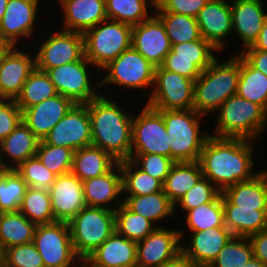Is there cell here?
Listing matches in <instances>:
<instances>
[{"mask_svg": "<svg viewBox=\"0 0 267 267\" xmlns=\"http://www.w3.org/2000/svg\"><path fill=\"white\" fill-rule=\"evenodd\" d=\"M253 144L251 140L209 135L199 158L203 176L221 192L238 182L252 179L257 175L253 171Z\"/></svg>", "mask_w": 267, "mask_h": 267, "instance_id": "obj_1", "label": "cell"}, {"mask_svg": "<svg viewBox=\"0 0 267 267\" xmlns=\"http://www.w3.org/2000/svg\"><path fill=\"white\" fill-rule=\"evenodd\" d=\"M88 112L91 145L109 153L118 162L130 159L133 115L102 94L88 103Z\"/></svg>", "mask_w": 267, "mask_h": 267, "instance_id": "obj_2", "label": "cell"}, {"mask_svg": "<svg viewBox=\"0 0 267 267\" xmlns=\"http://www.w3.org/2000/svg\"><path fill=\"white\" fill-rule=\"evenodd\" d=\"M240 54L220 63L218 57L195 80L193 109L205 116L216 112L229 97L237 94Z\"/></svg>", "mask_w": 267, "mask_h": 267, "instance_id": "obj_3", "label": "cell"}, {"mask_svg": "<svg viewBox=\"0 0 267 267\" xmlns=\"http://www.w3.org/2000/svg\"><path fill=\"white\" fill-rule=\"evenodd\" d=\"M216 115L215 134H210L212 136L255 141L267 128V111L238 94L220 105Z\"/></svg>", "mask_w": 267, "mask_h": 267, "instance_id": "obj_4", "label": "cell"}, {"mask_svg": "<svg viewBox=\"0 0 267 267\" xmlns=\"http://www.w3.org/2000/svg\"><path fill=\"white\" fill-rule=\"evenodd\" d=\"M168 133L171 159L174 162L199 161L203 145L210 133L200 134L203 115L194 109L158 110ZM201 117V118H200Z\"/></svg>", "mask_w": 267, "mask_h": 267, "instance_id": "obj_5", "label": "cell"}, {"mask_svg": "<svg viewBox=\"0 0 267 267\" xmlns=\"http://www.w3.org/2000/svg\"><path fill=\"white\" fill-rule=\"evenodd\" d=\"M76 255L81 259L93 253L115 232L114 210L86 206L69 222Z\"/></svg>", "mask_w": 267, "mask_h": 267, "instance_id": "obj_6", "label": "cell"}, {"mask_svg": "<svg viewBox=\"0 0 267 267\" xmlns=\"http://www.w3.org/2000/svg\"><path fill=\"white\" fill-rule=\"evenodd\" d=\"M132 28L110 19L97 24L83 34L85 57L93 67L103 69L131 47Z\"/></svg>", "mask_w": 267, "mask_h": 267, "instance_id": "obj_7", "label": "cell"}, {"mask_svg": "<svg viewBox=\"0 0 267 267\" xmlns=\"http://www.w3.org/2000/svg\"><path fill=\"white\" fill-rule=\"evenodd\" d=\"M32 242L44 267H77V263L79 267L80 258L73 248L68 222L37 225Z\"/></svg>", "mask_w": 267, "mask_h": 267, "instance_id": "obj_8", "label": "cell"}, {"mask_svg": "<svg viewBox=\"0 0 267 267\" xmlns=\"http://www.w3.org/2000/svg\"><path fill=\"white\" fill-rule=\"evenodd\" d=\"M195 81L161 66L155 68L147 105L156 110L193 109Z\"/></svg>", "mask_w": 267, "mask_h": 267, "instance_id": "obj_9", "label": "cell"}, {"mask_svg": "<svg viewBox=\"0 0 267 267\" xmlns=\"http://www.w3.org/2000/svg\"><path fill=\"white\" fill-rule=\"evenodd\" d=\"M155 68L131 46L103 68L108 73L106 77L100 79L101 82L97 87L110 83V85H121L129 89L153 87Z\"/></svg>", "mask_w": 267, "mask_h": 267, "instance_id": "obj_10", "label": "cell"}, {"mask_svg": "<svg viewBox=\"0 0 267 267\" xmlns=\"http://www.w3.org/2000/svg\"><path fill=\"white\" fill-rule=\"evenodd\" d=\"M131 153L159 154L171 158L168 133L162 114L148 106L133 115Z\"/></svg>", "mask_w": 267, "mask_h": 267, "instance_id": "obj_11", "label": "cell"}, {"mask_svg": "<svg viewBox=\"0 0 267 267\" xmlns=\"http://www.w3.org/2000/svg\"><path fill=\"white\" fill-rule=\"evenodd\" d=\"M89 66L93 65L84 57L82 60L49 69L46 73L58 94L69 98L75 104H88L100 95L91 84Z\"/></svg>", "mask_w": 267, "mask_h": 267, "instance_id": "obj_12", "label": "cell"}, {"mask_svg": "<svg viewBox=\"0 0 267 267\" xmlns=\"http://www.w3.org/2000/svg\"><path fill=\"white\" fill-rule=\"evenodd\" d=\"M57 32V33H56ZM50 34L35 55L36 68L41 71L82 60L85 57L82 33L61 29Z\"/></svg>", "mask_w": 267, "mask_h": 267, "instance_id": "obj_13", "label": "cell"}, {"mask_svg": "<svg viewBox=\"0 0 267 267\" xmlns=\"http://www.w3.org/2000/svg\"><path fill=\"white\" fill-rule=\"evenodd\" d=\"M42 141L74 151L90 146L92 134L88 104H75Z\"/></svg>", "mask_w": 267, "mask_h": 267, "instance_id": "obj_14", "label": "cell"}, {"mask_svg": "<svg viewBox=\"0 0 267 267\" xmlns=\"http://www.w3.org/2000/svg\"><path fill=\"white\" fill-rule=\"evenodd\" d=\"M181 230L156 227V229L137 242V267H160L181 251Z\"/></svg>", "mask_w": 267, "mask_h": 267, "instance_id": "obj_15", "label": "cell"}, {"mask_svg": "<svg viewBox=\"0 0 267 267\" xmlns=\"http://www.w3.org/2000/svg\"><path fill=\"white\" fill-rule=\"evenodd\" d=\"M131 46L153 66L162 65L164 58L171 51V43L164 24L155 13L133 26Z\"/></svg>", "mask_w": 267, "mask_h": 267, "instance_id": "obj_16", "label": "cell"}, {"mask_svg": "<svg viewBox=\"0 0 267 267\" xmlns=\"http://www.w3.org/2000/svg\"><path fill=\"white\" fill-rule=\"evenodd\" d=\"M54 220L69 222L86 207L83 182L72 172L59 175L49 188Z\"/></svg>", "mask_w": 267, "mask_h": 267, "instance_id": "obj_17", "label": "cell"}, {"mask_svg": "<svg viewBox=\"0 0 267 267\" xmlns=\"http://www.w3.org/2000/svg\"><path fill=\"white\" fill-rule=\"evenodd\" d=\"M38 3L39 0H8L0 22V42L16 46L22 37H31Z\"/></svg>", "mask_w": 267, "mask_h": 267, "instance_id": "obj_18", "label": "cell"}, {"mask_svg": "<svg viewBox=\"0 0 267 267\" xmlns=\"http://www.w3.org/2000/svg\"><path fill=\"white\" fill-rule=\"evenodd\" d=\"M32 56V57H31ZM36 68L35 56L11 46L0 62V93L4 99L15 100L23 84Z\"/></svg>", "mask_w": 267, "mask_h": 267, "instance_id": "obj_19", "label": "cell"}, {"mask_svg": "<svg viewBox=\"0 0 267 267\" xmlns=\"http://www.w3.org/2000/svg\"><path fill=\"white\" fill-rule=\"evenodd\" d=\"M74 105L69 98L57 94L26 108L22 112V121L42 141Z\"/></svg>", "mask_w": 267, "mask_h": 267, "instance_id": "obj_20", "label": "cell"}, {"mask_svg": "<svg viewBox=\"0 0 267 267\" xmlns=\"http://www.w3.org/2000/svg\"><path fill=\"white\" fill-rule=\"evenodd\" d=\"M196 21L201 36L218 51L225 46V38L233 31L231 4L227 0H210L198 13Z\"/></svg>", "mask_w": 267, "mask_h": 267, "instance_id": "obj_21", "label": "cell"}, {"mask_svg": "<svg viewBox=\"0 0 267 267\" xmlns=\"http://www.w3.org/2000/svg\"><path fill=\"white\" fill-rule=\"evenodd\" d=\"M190 232L192 234L190 246L181 244V251L200 267H209L221 249L234 236L226 226Z\"/></svg>", "mask_w": 267, "mask_h": 267, "instance_id": "obj_22", "label": "cell"}, {"mask_svg": "<svg viewBox=\"0 0 267 267\" xmlns=\"http://www.w3.org/2000/svg\"><path fill=\"white\" fill-rule=\"evenodd\" d=\"M231 17L233 31L243 43V47L251 46L258 38L263 23L267 18L262 0H232Z\"/></svg>", "mask_w": 267, "mask_h": 267, "instance_id": "obj_23", "label": "cell"}, {"mask_svg": "<svg viewBox=\"0 0 267 267\" xmlns=\"http://www.w3.org/2000/svg\"><path fill=\"white\" fill-rule=\"evenodd\" d=\"M64 14L62 28L84 34L107 19L105 0H59Z\"/></svg>", "mask_w": 267, "mask_h": 267, "instance_id": "obj_24", "label": "cell"}, {"mask_svg": "<svg viewBox=\"0 0 267 267\" xmlns=\"http://www.w3.org/2000/svg\"><path fill=\"white\" fill-rule=\"evenodd\" d=\"M83 182V192L86 205L116 210L118 207H108L110 203L120 198L122 192V174L117 162L107 173L86 179ZM119 197V198H117ZM109 204V205H107Z\"/></svg>", "mask_w": 267, "mask_h": 267, "instance_id": "obj_25", "label": "cell"}, {"mask_svg": "<svg viewBox=\"0 0 267 267\" xmlns=\"http://www.w3.org/2000/svg\"><path fill=\"white\" fill-rule=\"evenodd\" d=\"M224 224L234 236L249 237L267 228V208H239L222 195Z\"/></svg>", "mask_w": 267, "mask_h": 267, "instance_id": "obj_26", "label": "cell"}, {"mask_svg": "<svg viewBox=\"0 0 267 267\" xmlns=\"http://www.w3.org/2000/svg\"><path fill=\"white\" fill-rule=\"evenodd\" d=\"M137 243L116 231L89 257L107 267H137Z\"/></svg>", "mask_w": 267, "mask_h": 267, "instance_id": "obj_27", "label": "cell"}, {"mask_svg": "<svg viewBox=\"0 0 267 267\" xmlns=\"http://www.w3.org/2000/svg\"><path fill=\"white\" fill-rule=\"evenodd\" d=\"M39 141L40 140L33 134L28 126L21 121L20 124L0 142V152L3 160L5 156V158H7L4 161L6 166L9 169H16L27 159L36 156Z\"/></svg>", "mask_w": 267, "mask_h": 267, "instance_id": "obj_28", "label": "cell"}, {"mask_svg": "<svg viewBox=\"0 0 267 267\" xmlns=\"http://www.w3.org/2000/svg\"><path fill=\"white\" fill-rule=\"evenodd\" d=\"M222 195L239 208H267V170L225 188Z\"/></svg>", "mask_w": 267, "mask_h": 267, "instance_id": "obj_29", "label": "cell"}, {"mask_svg": "<svg viewBox=\"0 0 267 267\" xmlns=\"http://www.w3.org/2000/svg\"><path fill=\"white\" fill-rule=\"evenodd\" d=\"M117 162L109 153L90 145L74 151L71 172L84 181L107 173Z\"/></svg>", "mask_w": 267, "mask_h": 267, "instance_id": "obj_30", "label": "cell"}, {"mask_svg": "<svg viewBox=\"0 0 267 267\" xmlns=\"http://www.w3.org/2000/svg\"><path fill=\"white\" fill-rule=\"evenodd\" d=\"M202 177L199 161L175 162L163 183V191L175 205Z\"/></svg>", "mask_w": 267, "mask_h": 267, "instance_id": "obj_31", "label": "cell"}, {"mask_svg": "<svg viewBox=\"0 0 267 267\" xmlns=\"http://www.w3.org/2000/svg\"><path fill=\"white\" fill-rule=\"evenodd\" d=\"M36 227L19 211L0 213V253L6 248L32 242Z\"/></svg>", "mask_w": 267, "mask_h": 267, "instance_id": "obj_32", "label": "cell"}, {"mask_svg": "<svg viewBox=\"0 0 267 267\" xmlns=\"http://www.w3.org/2000/svg\"><path fill=\"white\" fill-rule=\"evenodd\" d=\"M123 204L129 210L142 215L153 224L172 216L175 212L174 204L163 190L149 195H127L123 199Z\"/></svg>", "mask_w": 267, "mask_h": 267, "instance_id": "obj_33", "label": "cell"}, {"mask_svg": "<svg viewBox=\"0 0 267 267\" xmlns=\"http://www.w3.org/2000/svg\"><path fill=\"white\" fill-rule=\"evenodd\" d=\"M237 94L267 111V76L253 68L241 55Z\"/></svg>", "mask_w": 267, "mask_h": 267, "instance_id": "obj_34", "label": "cell"}, {"mask_svg": "<svg viewBox=\"0 0 267 267\" xmlns=\"http://www.w3.org/2000/svg\"><path fill=\"white\" fill-rule=\"evenodd\" d=\"M114 202L118 205L114 212L115 231L119 235L137 243L151 234L156 227H161L154 225L150 220L142 215L129 210L123 204L122 198Z\"/></svg>", "mask_w": 267, "mask_h": 267, "instance_id": "obj_35", "label": "cell"}, {"mask_svg": "<svg viewBox=\"0 0 267 267\" xmlns=\"http://www.w3.org/2000/svg\"><path fill=\"white\" fill-rule=\"evenodd\" d=\"M55 85L48 74L35 68L23 84L20 94L15 99L22 112L35 104L57 95Z\"/></svg>", "mask_w": 267, "mask_h": 267, "instance_id": "obj_36", "label": "cell"}, {"mask_svg": "<svg viewBox=\"0 0 267 267\" xmlns=\"http://www.w3.org/2000/svg\"><path fill=\"white\" fill-rule=\"evenodd\" d=\"M122 174V192L129 195H149L163 190V184L143 172L130 159L118 162Z\"/></svg>", "mask_w": 267, "mask_h": 267, "instance_id": "obj_37", "label": "cell"}, {"mask_svg": "<svg viewBox=\"0 0 267 267\" xmlns=\"http://www.w3.org/2000/svg\"><path fill=\"white\" fill-rule=\"evenodd\" d=\"M155 14L164 24L171 45L202 39L196 18L172 12Z\"/></svg>", "mask_w": 267, "mask_h": 267, "instance_id": "obj_38", "label": "cell"}, {"mask_svg": "<svg viewBox=\"0 0 267 267\" xmlns=\"http://www.w3.org/2000/svg\"><path fill=\"white\" fill-rule=\"evenodd\" d=\"M19 212L36 225L56 222L49 190L28 187Z\"/></svg>", "mask_w": 267, "mask_h": 267, "instance_id": "obj_39", "label": "cell"}, {"mask_svg": "<svg viewBox=\"0 0 267 267\" xmlns=\"http://www.w3.org/2000/svg\"><path fill=\"white\" fill-rule=\"evenodd\" d=\"M148 0H105L107 19L131 26L147 20L152 14L147 10Z\"/></svg>", "mask_w": 267, "mask_h": 267, "instance_id": "obj_40", "label": "cell"}, {"mask_svg": "<svg viewBox=\"0 0 267 267\" xmlns=\"http://www.w3.org/2000/svg\"><path fill=\"white\" fill-rule=\"evenodd\" d=\"M186 224L190 231H205L207 229L225 226L222 194L210 203L199 205L186 212Z\"/></svg>", "mask_w": 267, "mask_h": 267, "instance_id": "obj_41", "label": "cell"}, {"mask_svg": "<svg viewBox=\"0 0 267 267\" xmlns=\"http://www.w3.org/2000/svg\"><path fill=\"white\" fill-rule=\"evenodd\" d=\"M27 188V183L15 169L0 178V213L19 211Z\"/></svg>", "mask_w": 267, "mask_h": 267, "instance_id": "obj_42", "label": "cell"}, {"mask_svg": "<svg viewBox=\"0 0 267 267\" xmlns=\"http://www.w3.org/2000/svg\"><path fill=\"white\" fill-rule=\"evenodd\" d=\"M254 257L248 237L233 236L209 267H242Z\"/></svg>", "mask_w": 267, "mask_h": 267, "instance_id": "obj_43", "label": "cell"}, {"mask_svg": "<svg viewBox=\"0 0 267 267\" xmlns=\"http://www.w3.org/2000/svg\"><path fill=\"white\" fill-rule=\"evenodd\" d=\"M74 150L63 146H53L39 141L36 156L48 170L57 176L71 172Z\"/></svg>", "mask_w": 267, "mask_h": 267, "instance_id": "obj_44", "label": "cell"}, {"mask_svg": "<svg viewBox=\"0 0 267 267\" xmlns=\"http://www.w3.org/2000/svg\"><path fill=\"white\" fill-rule=\"evenodd\" d=\"M221 194L222 192L209 179L203 176L175 203L174 211L179 205L183 211L187 212L199 205L216 201Z\"/></svg>", "mask_w": 267, "mask_h": 267, "instance_id": "obj_45", "label": "cell"}, {"mask_svg": "<svg viewBox=\"0 0 267 267\" xmlns=\"http://www.w3.org/2000/svg\"><path fill=\"white\" fill-rule=\"evenodd\" d=\"M15 170L31 188L49 190L57 177L41 163L37 156L27 159Z\"/></svg>", "mask_w": 267, "mask_h": 267, "instance_id": "obj_46", "label": "cell"}, {"mask_svg": "<svg viewBox=\"0 0 267 267\" xmlns=\"http://www.w3.org/2000/svg\"><path fill=\"white\" fill-rule=\"evenodd\" d=\"M4 267H44V262L33 242L12 246L0 253Z\"/></svg>", "mask_w": 267, "mask_h": 267, "instance_id": "obj_47", "label": "cell"}, {"mask_svg": "<svg viewBox=\"0 0 267 267\" xmlns=\"http://www.w3.org/2000/svg\"><path fill=\"white\" fill-rule=\"evenodd\" d=\"M130 160L143 172L164 183L175 163L171 158L159 154L131 153Z\"/></svg>", "mask_w": 267, "mask_h": 267, "instance_id": "obj_48", "label": "cell"}, {"mask_svg": "<svg viewBox=\"0 0 267 267\" xmlns=\"http://www.w3.org/2000/svg\"><path fill=\"white\" fill-rule=\"evenodd\" d=\"M214 60L174 58V53L170 51L164 58L161 67L195 81Z\"/></svg>", "mask_w": 267, "mask_h": 267, "instance_id": "obj_49", "label": "cell"}, {"mask_svg": "<svg viewBox=\"0 0 267 267\" xmlns=\"http://www.w3.org/2000/svg\"><path fill=\"white\" fill-rule=\"evenodd\" d=\"M174 58L184 59H216L214 51L218 50L205 39H198L191 42H184L171 45Z\"/></svg>", "mask_w": 267, "mask_h": 267, "instance_id": "obj_50", "label": "cell"}, {"mask_svg": "<svg viewBox=\"0 0 267 267\" xmlns=\"http://www.w3.org/2000/svg\"><path fill=\"white\" fill-rule=\"evenodd\" d=\"M210 0H150L156 12H172L196 18Z\"/></svg>", "mask_w": 267, "mask_h": 267, "instance_id": "obj_51", "label": "cell"}, {"mask_svg": "<svg viewBox=\"0 0 267 267\" xmlns=\"http://www.w3.org/2000/svg\"><path fill=\"white\" fill-rule=\"evenodd\" d=\"M22 121V110L13 99L0 101V142Z\"/></svg>", "mask_w": 267, "mask_h": 267, "instance_id": "obj_52", "label": "cell"}, {"mask_svg": "<svg viewBox=\"0 0 267 267\" xmlns=\"http://www.w3.org/2000/svg\"><path fill=\"white\" fill-rule=\"evenodd\" d=\"M248 238L253 247L254 258L259 259L267 266V228L250 235Z\"/></svg>", "mask_w": 267, "mask_h": 267, "instance_id": "obj_53", "label": "cell"}, {"mask_svg": "<svg viewBox=\"0 0 267 267\" xmlns=\"http://www.w3.org/2000/svg\"><path fill=\"white\" fill-rule=\"evenodd\" d=\"M239 54L255 69L267 76V51L241 50Z\"/></svg>", "mask_w": 267, "mask_h": 267, "instance_id": "obj_54", "label": "cell"}, {"mask_svg": "<svg viewBox=\"0 0 267 267\" xmlns=\"http://www.w3.org/2000/svg\"><path fill=\"white\" fill-rule=\"evenodd\" d=\"M160 267H200L187 257L182 251Z\"/></svg>", "mask_w": 267, "mask_h": 267, "instance_id": "obj_55", "label": "cell"}, {"mask_svg": "<svg viewBox=\"0 0 267 267\" xmlns=\"http://www.w3.org/2000/svg\"><path fill=\"white\" fill-rule=\"evenodd\" d=\"M242 50L267 51V18L265 19L262 29L260 30L258 38L255 40V42L251 46L243 48Z\"/></svg>", "mask_w": 267, "mask_h": 267, "instance_id": "obj_56", "label": "cell"}, {"mask_svg": "<svg viewBox=\"0 0 267 267\" xmlns=\"http://www.w3.org/2000/svg\"><path fill=\"white\" fill-rule=\"evenodd\" d=\"M79 264V267H107L94 262L89 256L81 258Z\"/></svg>", "mask_w": 267, "mask_h": 267, "instance_id": "obj_57", "label": "cell"}, {"mask_svg": "<svg viewBox=\"0 0 267 267\" xmlns=\"http://www.w3.org/2000/svg\"><path fill=\"white\" fill-rule=\"evenodd\" d=\"M242 267H267V266L264 265L259 259L253 257L248 263H246Z\"/></svg>", "mask_w": 267, "mask_h": 267, "instance_id": "obj_58", "label": "cell"}, {"mask_svg": "<svg viewBox=\"0 0 267 267\" xmlns=\"http://www.w3.org/2000/svg\"><path fill=\"white\" fill-rule=\"evenodd\" d=\"M10 169L6 166L0 152V178H2Z\"/></svg>", "mask_w": 267, "mask_h": 267, "instance_id": "obj_59", "label": "cell"}, {"mask_svg": "<svg viewBox=\"0 0 267 267\" xmlns=\"http://www.w3.org/2000/svg\"><path fill=\"white\" fill-rule=\"evenodd\" d=\"M11 46L7 43L0 42V62L3 57V55L6 53V51L10 48Z\"/></svg>", "mask_w": 267, "mask_h": 267, "instance_id": "obj_60", "label": "cell"}, {"mask_svg": "<svg viewBox=\"0 0 267 267\" xmlns=\"http://www.w3.org/2000/svg\"><path fill=\"white\" fill-rule=\"evenodd\" d=\"M7 3H8V0H0V22L5 13Z\"/></svg>", "mask_w": 267, "mask_h": 267, "instance_id": "obj_61", "label": "cell"}, {"mask_svg": "<svg viewBox=\"0 0 267 267\" xmlns=\"http://www.w3.org/2000/svg\"><path fill=\"white\" fill-rule=\"evenodd\" d=\"M0 267H4L1 259H0Z\"/></svg>", "mask_w": 267, "mask_h": 267, "instance_id": "obj_62", "label": "cell"}, {"mask_svg": "<svg viewBox=\"0 0 267 267\" xmlns=\"http://www.w3.org/2000/svg\"><path fill=\"white\" fill-rule=\"evenodd\" d=\"M4 98L1 96V93H0V101L3 100Z\"/></svg>", "mask_w": 267, "mask_h": 267, "instance_id": "obj_63", "label": "cell"}]
</instances>
